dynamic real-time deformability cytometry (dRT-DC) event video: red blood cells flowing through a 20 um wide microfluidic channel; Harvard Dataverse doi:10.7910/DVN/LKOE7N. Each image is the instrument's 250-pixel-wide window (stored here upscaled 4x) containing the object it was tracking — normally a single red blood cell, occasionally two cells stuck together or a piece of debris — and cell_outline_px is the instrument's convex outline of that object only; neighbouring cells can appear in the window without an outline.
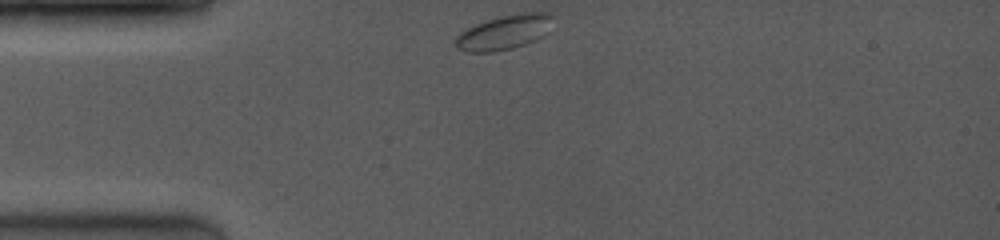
{"species": "common noctule bat (a hibernating species)", "species_latin": "Nyctalus noctula", "temperature_condition": "room temperature", "stored_images_in_passage": 17, "camera_frame_rate_fps": 4000, "um_per_image_px": 0.085, "animal": {"sex": "female", "body_mass_g": 19.0, "forearm_length_mm": 53.3}, "frame": {"image": 1, "passage_image": 1, "time_ms": 0.0, "image_size_px": [1000, 240], "cell_outline_px": [[552, 16], [548, 32], [544, 36], [536, 40], [512, 48], [496, 52], [464, 52], [456, 48], [456, 36], [460, 32], [476, 24], [488, 20], [504, 16], [528, 12], [552, 12]], "centroid_in_image_um": [42.86, 2.76], "position_along_channel_um": 42.1, "area_um2": 19.48}}
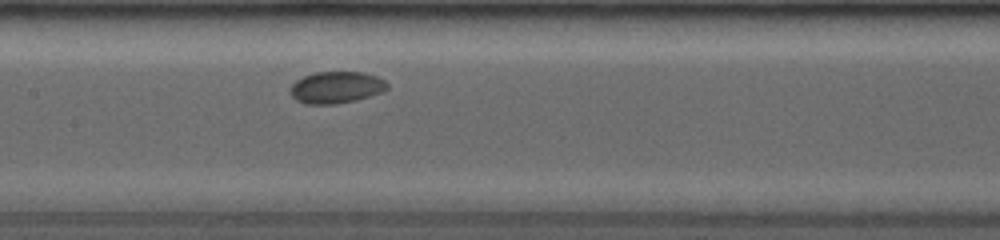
{"frame": {"image": 2, "passage_image": 10, "time_ms": 4.25, "image_size_px": [1000, 240], "cell_outline_px": [[388, 88], [380, 92], [356, 100], [336, 104], [304, 104], [296, 100], [288, 92], [292, 84], [296, 80], [304, 76], [316, 72], [360, 72], [376, 76], [384, 80], [388, 84]], "centroid_in_image_um": [28.53, 7.43], "position_along_channel_um": 178.9, "area_um2": 17.92}}
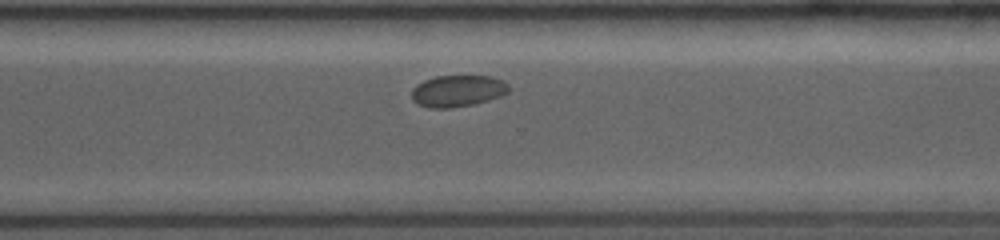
{"frame": {"image": 3, "passage_image": 17, "time_ms": 8.25, "image_size_px": [1000, 240], "cell_outline_px": [[508, 92], [500, 96], [488, 100], [472, 104], [452, 108], [428, 108], [416, 104], [412, 100], [412, 88], [416, 84], [424, 80], [436, 76], [488, 76], [500, 80], [508, 84]], "centroid_in_image_um": [38.84, 7.74], "position_along_channel_um": 331.8, "area_um2": 17.86}}